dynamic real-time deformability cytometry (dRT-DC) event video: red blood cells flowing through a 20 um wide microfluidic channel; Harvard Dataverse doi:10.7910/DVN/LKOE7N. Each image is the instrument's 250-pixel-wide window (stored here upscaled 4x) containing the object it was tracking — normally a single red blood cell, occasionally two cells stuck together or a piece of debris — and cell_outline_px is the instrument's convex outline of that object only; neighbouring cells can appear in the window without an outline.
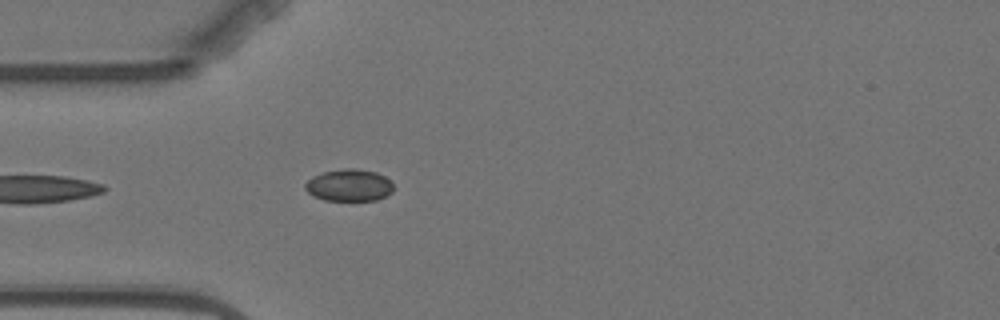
{"species": "Egyptian fruit bat (a non-hibernating species)", "species_latin": "Rousettus aegyptiacus", "temperature_condition": "warm", "stored_images_in_passage": 4, "camera_frame_rate_fps": 3000, "um_per_image_px": 0.085, "animal": {"sex": "female"}, "frame": {"image": 1, "passage_image": 4, "time_ms": 3.333, "image_size_px": [1000, 320], "cell_outline_px": [[392, 192], [388, 196], [376, 200], [324, 200], [312, 196], [304, 188], [304, 184], [312, 176], [324, 172], [344, 168], [356, 168], [376, 172], [384, 176], [392, 184]], "centroid_in_image_um": [29.65, 15.75], "position_along_channel_um": 55.3, "area_um2": 16.53}}